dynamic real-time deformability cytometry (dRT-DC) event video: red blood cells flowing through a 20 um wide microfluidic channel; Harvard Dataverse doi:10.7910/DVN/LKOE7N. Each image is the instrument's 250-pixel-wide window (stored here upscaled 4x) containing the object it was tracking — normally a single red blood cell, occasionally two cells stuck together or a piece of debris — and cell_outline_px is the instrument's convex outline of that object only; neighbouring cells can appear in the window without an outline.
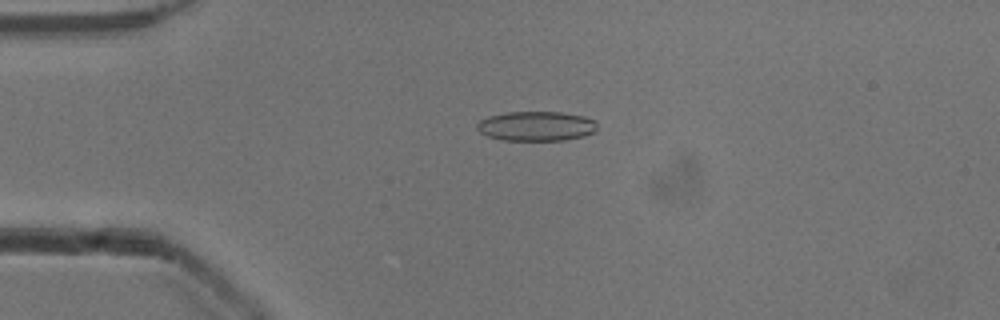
{"species": "common noctule bat (a hibernating species)", "species_latin": "Nyctalus noctula", "temperature_condition": "cold", "stored_images_in_passage": 4, "camera_frame_rate_fps": 3000, "um_per_image_px": 0.085, "animal": {"sex": "male", "body_mass_g": 13.3}, "frame": {"image": 1, "passage_image": 3, "time_ms": 0.667, "image_size_px": [1000, 320], "cell_outline_px": [[596, 132], [584, 136], [564, 140], [504, 140], [488, 136], [480, 132], [476, 128], [476, 124], [480, 120], [488, 116], [508, 112], [560, 112], [584, 116], [596, 120]], "centroid_in_image_um": [45.6, 10.72], "position_along_channel_um": 39.4, "area_um2": 20.81}}